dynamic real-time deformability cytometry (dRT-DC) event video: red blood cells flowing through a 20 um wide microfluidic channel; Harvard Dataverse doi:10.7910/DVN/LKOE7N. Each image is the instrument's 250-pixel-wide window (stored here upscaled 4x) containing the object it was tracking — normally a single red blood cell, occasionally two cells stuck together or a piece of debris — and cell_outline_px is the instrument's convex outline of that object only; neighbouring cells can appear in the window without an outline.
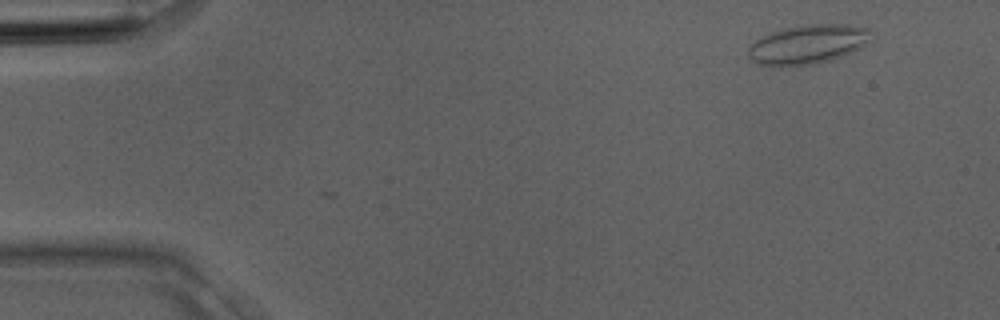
{"species": "Egyptian fruit bat (a non-hibernating species)", "species_latin": "Rousettus aegyptiacus", "temperature_condition": "room temperature", "stored_images_in_passage": 3, "camera_frame_rate_fps": 3000, "um_per_image_px": 0.085, "animal": {"sex": "male"}, "frame": {"image": 1, "passage_image": 1, "time_ms": 0.0, "image_size_px": [1000, 320], "cell_outline_px": [[876, 32], [860, 48], [852, 52], [828, 60], [812, 64], [780, 68], [756, 64], [748, 56], [748, 48], [756, 40], [772, 32], [800, 24], [848, 24], [868, 28]], "centroid_in_image_um": [68.66, 3.77], "position_along_channel_um": 16.3, "area_um2": 28.38}}